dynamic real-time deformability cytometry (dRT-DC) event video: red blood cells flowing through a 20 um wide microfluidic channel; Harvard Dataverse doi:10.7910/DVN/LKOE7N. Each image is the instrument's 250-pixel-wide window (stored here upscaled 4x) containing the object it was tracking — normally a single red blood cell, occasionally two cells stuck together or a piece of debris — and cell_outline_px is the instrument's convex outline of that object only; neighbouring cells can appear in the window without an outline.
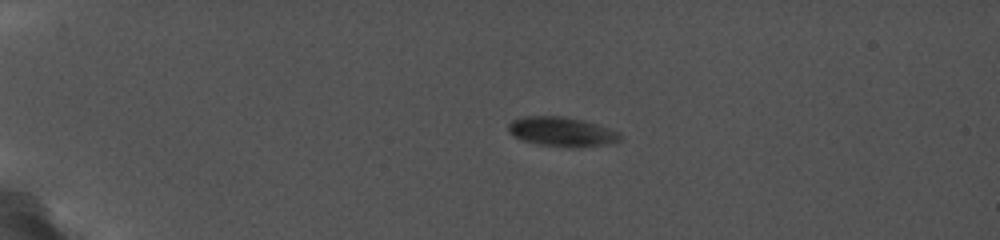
{"species": "common noctule bat (a hibernating species)", "species_latin": "Nyctalus noctula", "temperature_condition": "cold", "stored_images_in_passage": 35, "camera_frame_rate_fps": 5000, "um_per_image_px": 0.085, "animal": {"sex": "female", "body_mass_g": 19.0, "forearm_length_mm": 56.7}, "frame": {"image": 1, "passage_image": 1, "time_ms": 0.0, "image_size_px": [1000, 240], "cell_outline_px": [[620, 140], [604, 144], [576, 148], [568, 148], [536, 144], [520, 140], [512, 136], [508, 132], [508, 124], [512, 120], [532, 116], [556, 116], [580, 120], [616, 132], [620, 136]], "centroid_in_image_um": [47.63, 11.23], "position_along_channel_um": 37.4, "area_um2": 18.73}}
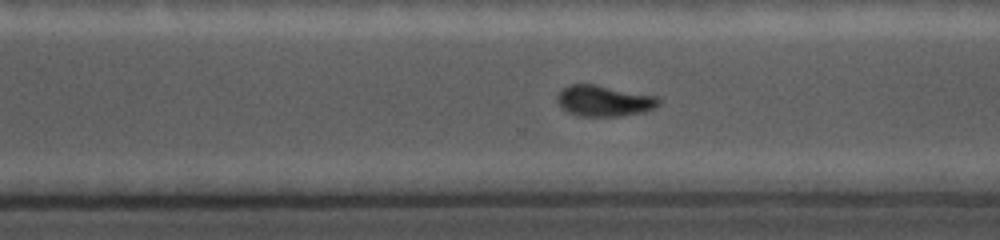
{"frame": {"image": 2, "passage_image": 26, "time_ms": 9.4, "image_size_px": [1000, 240], "cell_outline_px": [[660, 104], [656, 108], [644, 112], [620, 116], [580, 116], [568, 112], [556, 100], [560, 92], [568, 84], [596, 84], [652, 96], [660, 100]], "centroid_in_image_um": [51.34, 8.58], "position_along_channel_um": 319.3, "area_um2": 18.03}}
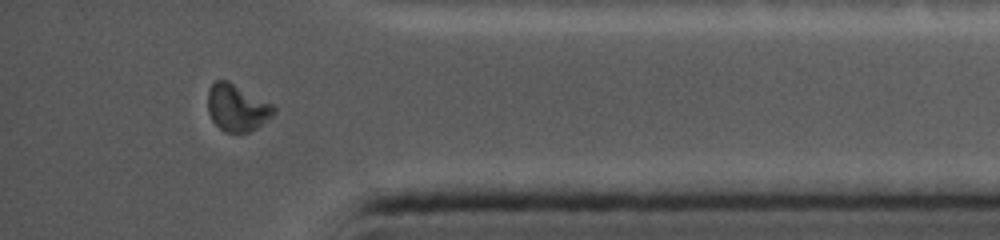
{"frame": {"image": 3, "passage_image": 32, "time_ms": 12.0, "image_size_px": [1000, 240], "cell_outline_px": [[276, 112], [272, 116], [256, 128], [248, 132], [224, 132], [212, 120], [208, 112], [208, 92], [212, 84], [216, 80], [228, 80], [272, 104], [276, 108]], "centroid_in_image_um": [20.14, 9.15], "position_along_channel_um": 415.1, "area_um2": 17.92}, "authors_computed_cell_mechanics": {"area_um2": 18.6694, "velocity_mm_per_s": 3.7617, "shape_relaxation_time_tau1_ms": null, "shape_relaxation_time_tau2_ms": 3.2203, "deformation_change_tau1": null, "deformation_change_tau2": 0.051}}